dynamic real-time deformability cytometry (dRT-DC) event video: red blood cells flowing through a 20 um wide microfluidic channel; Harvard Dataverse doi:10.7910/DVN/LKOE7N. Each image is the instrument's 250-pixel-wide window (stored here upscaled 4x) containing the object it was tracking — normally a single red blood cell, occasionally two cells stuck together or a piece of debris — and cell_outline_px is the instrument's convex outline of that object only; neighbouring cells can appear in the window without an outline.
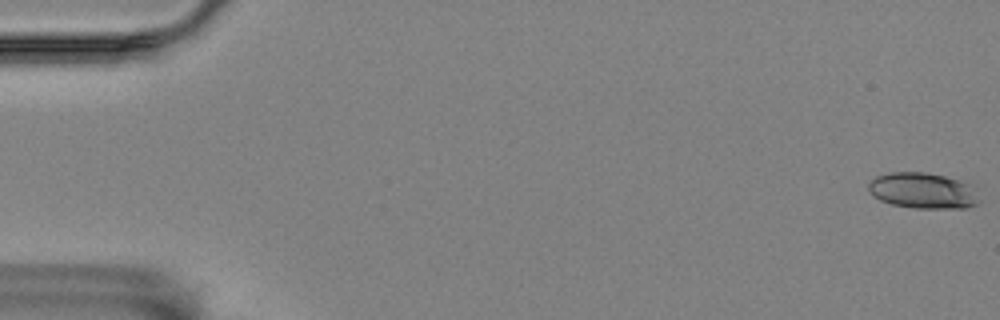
{"species": "Egyptian fruit bat (a non-hibernating species)", "species_latin": "Rousettus aegyptiacus", "temperature_condition": "room temperature", "stored_images_in_passage": 10, "camera_frame_rate_fps": 3000, "um_per_image_px": 0.085, "animal": {"sex": "female"}, "frame": {"image": 1, "passage_image": 1, "time_ms": 0.0, "image_size_px": [1000, 320], "cell_outline_px": [[980, 200], [976, 204], [964, 208], [912, 208], [892, 204], [880, 200], [868, 188], [868, 184], [876, 176], [888, 172], [924, 172], [944, 176], [960, 180], [968, 184]], "centroid_in_image_um": [78.42, 16.2], "position_along_channel_um": 6.6, "area_um2": 22.83}}
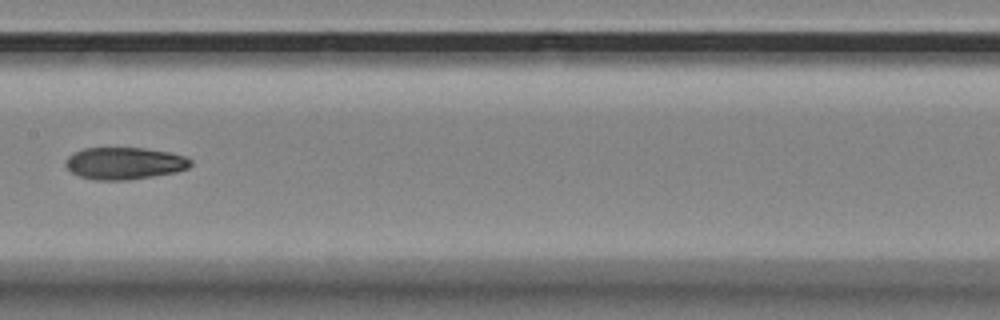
{"frame": {"image": 2, "passage_image": 9, "time_ms": 2.667, "image_size_px": [1000, 320], "cell_outline_px": [[192, 164], [188, 168], [176, 172], [128, 180], [96, 180], [80, 176], [72, 172], [64, 164], [68, 156], [72, 152], [84, 148], [144, 148], [168, 152], [184, 156], [192, 160]], "centroid_in_image_um": [10.57, 13.88], "position_along_channel_um": 196.8, "area_um2": 23.35}}
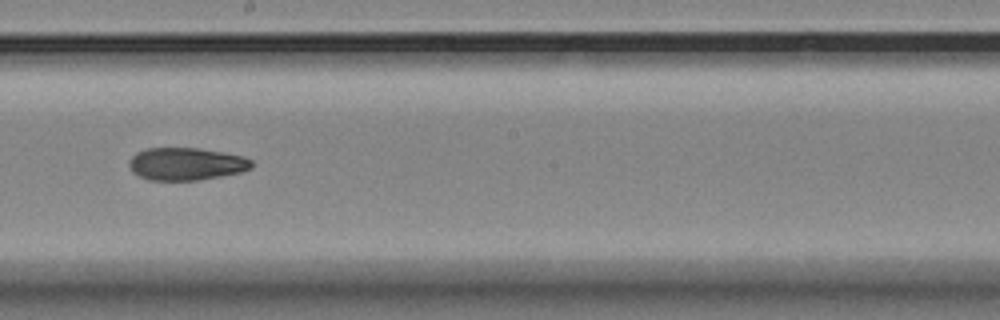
{"frame": {"image": 3, "passage_image": 10, "time_ms": 3.0, "image_size_px": [1000, 320], "cell_outline_px": [[252, 168], [240, 172], [200, 180], [148, 180], [132, 172], [128, 164], [128, 160], [136, 152], [148, 148], [200, 148], [244, 156], [252, 160]], "centroid_in_image_um": [15.81, 13.93], "position_along_channel_um": 232.4, "area_um2": 23.35}}